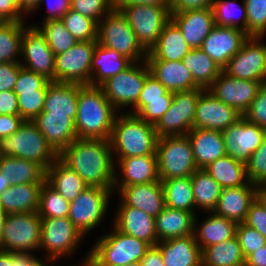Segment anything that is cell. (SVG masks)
Returning a JSON list of instances; mask_svg holds the SVG:
<instances>
[{
  "mask_svg": "<svg viewBox=\"0 0 266 266\" xmlns=\"http://www.w3.org/2000/svg\"><path fill=\"white\" fill-rule=\"evenodd\" d=\"M58 158L90 187L114 191L115 163L109 140L76 139Z\"/></svg>",
  "mask_w": 266,
  "mask_h": 266,
  "instance_id": "obj_1",
  "label": "cell"
},
{
  "mask_svg": "<svg viewBox=\"0 0 266 266\" xmlns=\"http://www.w3.org/2000/svg\"><path fill=\"white\" fill-rule=\"evenodd\" d=\"M116 111L101 87L83 85L79 90L77 115L74 119L78 139L109 140Z\"/></svg>",
  "mask_w": 266,
  "mask_h": 266,
  "instance_id": "obj_2",
  "label": "cell"
},
{
  "mask_svg": "<svg viewBox=\"0 0 266 266\" xmlns=\"http://www.w3.org/2000/svg\"><path fill=\"white\" fill-rule=\"evenodd\" d=\"M120 114V115H119ZM110 135L112 154L121 158L156 155L157 133L155 125L130 113H119ZM116 153V154H115Z\"/></svg>",
  "mask_w": 266,
  "mask_h": 266,
  "instance_id": "obj_3",
  "label": "cell"
},
{
  "mask_svg": "<svg viewBox=\"0 0 266 266\" xmlns=\"http://www.w3.org/2000/svg\"><path fill=\"white\" fill-rule=\"evenodd\" d=\"M151 247L144 240L120 232L113 226L112 232L102 235L89 251L91 266H124L139 262Z\"/></svg>",
  "mask_w": 266,
  "mask_h": 266,
  "instance_id": "obj_4",
  "label": "cell"
},
{
  "mask_svg": "<svg viewBox=\"0 0 266 266\" xmlns=\"http://www.w3.org/2000/svg\"><path fill=\"white\" fill-rule=\"evenodd\" d=\"M0 156L30 160L45 171L58 159V154L32 121H25L18 131L0 139Z\"/></svg>",
  "mask_w": 266,
  "mask_h": 266,
  "instance_id": "obj_5",
  "label": "cell"
},
{
  "mask_svg": "<svg viewBox=\"0 0 266 266\" xmlns=\"http://www.w3.org/2000/svg\"><path fill=\"white\" fill-rule=\"evenodd\" d=\"M97 43L114 49L132 62H143L147 58L126 17L116 8L97 24Z\"/></svg>",
  "mask_w": 266,
  "mask_h": 266,
  "instance_id": "obj_6",
  "label": "cell"
},
{
  "mask_svg": "<svg viewBox=\"0 0 266 266\" xmlns=\"http://www.w3.org/2000/svg\"><path fill=\"white\" fill-rule=\"evenodd\" d=\"M156 155L160 180L190 177L198 169L188 135L158 138Z\"/></svg>",
  "mask_w": 266,
  "mask_h": 266,
  "instance_id": "obj_7",
  "label": "cell"
},
{
  "mask_svg": "<svg viewBox=\"0 0 266 266\" xmlns=\"http://www.w3.org/2000/svg\"><path fill=\"white\" fill-rule=\"evenodd\" d=\"M41 217L37 212L7 214L0 237V250L28 252L40 249Z\"/></svg>",
  "mask_w": 266,
  "mask_h": 266,
  "instance_id": "obj_8",
  "label": "cell"
},
{
  "mask_svg": "<svg viewBox=\"0 0 266 266\" xmlns=\"http://www.w3.org/2000/svg\"><path fill=\"white\" fill-rule=\"evenodd\" d=\"M119 10L147 53L156 44L163 27L170 20V10L165 6L131 4L122 6Z\"/></svg>",
  "mask_w": 266,
  "mask_h": 266,
  "instance_id": "obj_9",
  "label": "cell"
},
{
  "mask_svg": "<svg viewBox=\"0 0 266 266\" xmlns=\"http://www.w3.org/2000/svg\"><path fill=\"white\" fill-rule=\"evenodd\" d=\"M140 63L133 62L124 71L111 77L100 86L116 110L136 105L144 82L151 74L147 61H143L141 65Z\"/></svg>",
  "mask_w": 266,
  "mask_h": 266,
  "instance_id": "obj_10",
  "label": "cell"
},
{
  "mask_svg": "<svg viewBox=\"0 0 266 266\" xmlns=\"http://www.w3.org/2000/svg\"><path fill=\"white\" fill-rule=\"evenodd\" d=\"M204 89L175 92L167 112L155 125L157 137L187 135L194 128L196 105Z\"/></svg>",
  "mask_w": 266,
  "mask_h": 266,
  "instance_id": "obj_11",
  "label": "cell"
},
{
  "mask_svg": "<svg viewBox=\"0 0 266 266\" xmlns=\"http://www.w3.org/2000/svg\"><path fill=\"white\" fill-rule=\"evenodd\" d=\"M112 193L110 189L89 186L70 202L68 218L84 237L105 218Z\"/></svg>",
  "mask_w": 266,
  "mask_h": 266,
  "instance_id": "obj_12",
  "label": "cell"
},
{
  "mask_svg": "<svg viewBox=\"0 0 266 266\" xmlns=\"http://www.w3.org/2000/svg\"><path fill=\"white\" fill-rule=\"evenodd\" d=\"M97 41L77 42L55 56V82L90 85L91 62Z\"/></svg>",
  "mask_w": 266,
  "mask_h": 266,
  "instance_id": "obj_13",
  "label": "cell"
},
{
  "mask_svg": "<svg viewBox=\"0 0 266 266\" xmlns=\"http://www.w3.org/2000/svg\"><path fill=\"white\" fill-rule=\"evenodd\" d=\"M83 237L68 217L41 218L40 248L48 252L47 259L59 260L63 256H70Z\"/></svg>",
  "mask_w": 266,
  "mask_h": 266,
  "instance_id": "obj_14",
  "label": "cell"
},
{
  "mask_svg": "<svg viewBox=\"0 0 266 266\" xmlns=\"http://www.w3.org/2000/svg\"><path fill=\"white\" fill-rule=\"evenodd\" d=\"M261 40V37H248L223 72L235 79L263 83L266 77V43Z\"/></svg>",
  "mask_w": 266,
  "mask_h": 266,
  "instance_id": "obj_15",
  "label": "cell"
},
{
  "mask_svg": "<svg viewBox=\"0 0 266 266\" xmlns=\"http://www.w3.org/2000/svg\"><path fill=\"white\" fill-rule=\"evenodd\" d=\"M22 67L55 81V55L35 26H26L21 41Z\"/></svg>",
  "mask_w": 266,
  "mask_h": 266,
  "instance_id": "obj_16",
  "label": "cell"
},
{
  "mask_svg": "<svg viewBox=\"0 0 266 266\" xmlns=\"http://www.w3.org/2000/svg\"><path fill=\"white\" fill-rule=\"evenodd\" d=\"M221 133L226 154L246 164L250 156L260 147L266 130L242 117Z\"/></svg>",
  "mask_w": 266,
  "mask_h": 266,
  "instance_id": "obj_17",
  "label": "cell"
},
{
  "mask_svg": "<svg viewBox=\"0 0 266 266\" xmlns=\"http://www.w3.org/2000/svg\"><path fill=\"white\" fill-rule=\"evenodd\" d=\"M262 84V82L235 79L222 72L207 90L243 115L256 98Z\"/></svg>",
  "mask_w": 266,
  "mask_h": 266,
  "instance_id": "obj_18",
  "label": "cell"
},
{
  "mask_svg": "<svg viewBox=\"0 0 266 266\" xmlns=\"http://www.w3.org/2000/svg\"><path fill=\"white\" fill-rule=\"evenodd\" d=\"M242 117L236 109L218 100L206 89L198 97L194 128L222 132Z\"/></svg>",
  "mask_w": 266,
  "mask_h": 266,
  "instance_id": "obj_19",
  "label": "cell"
},
{
  "mask_svg": "<svg viewBox=\"0 0 266 266\" xmlns=\"http://www.w3.org/2000/svg\"><path fill=\"white\" fill-rule=\"evenodd\" d=\"M248 35L242 29L215 25L203 40L201 49L221 68L242 48Z\"/></svg>",
  "mask_w": 266,
  "mask_h": 266,
  "instance_id": "obj_20",
  "label": "cell"
},
{
  "mask_svg": "<svg viewBox=\"0 0 266 266\" xmlns=\"http://www.w3.org/2000/svg\"><path fill=\"white\" fill-rule=\"evenodd\" d=\"M119 167V174L115 171L114 190L120 191L123 187L159 181L157 155H143L121 158L115 161ZM117 164V165H116ZM121 177V179L119 178ZM116 188V189H115Z\"/></svg>",
  "mask_w": 266,
  "mask_h": 266,
  "instance_id": "obj_21",
  "label": "cell"
},
{
  "mask_svg": "<svg viewBox=\"0 0 266 266\" xmlns=\"http://www.w3.org/2000/svg\"><path fill=\"white\" fill-rule=\"evenodd\" d=\"M170 19L183 33L191 49L200 48L203 40L215 26L212 8L170 12Z\"/></svg>",
  "mask_w": 266,
  "mask_h": 266,
  "instance_id": "obj_22",
  "label": "cell"
},
{
  "mask_svg": "<svg viewBox=\"0 0 266 266\" xmlns=\"http://www.w3.org/2000/svg\"><path fill=\"white\" fill-rule=\"evenodd\" d=\"M118 207L113 225L120 232L155 246L158 242L155 231V218L149 216L143 210L127 206L123 201H120V206Z\"/></svg>",
  "mask_w": 266,
  "mask_h": 266,
  "instance_id": "obj_23",
  "label": "cell"
},
{
  "mask_svg": "<svg viewBox=\"0 0 266 266\" xmlns=\"http://www.w3.org/2000/svg\"><path fill=\"white\" fill-rule=\"evenodd\" d=\"M32 122L58 155L78 139L75 122L67 114H39Z\"/></svg>",
  "mask_w": 266,
  "mask_h": 266,
  "instance_id": "obj_24",
  "label": "cell"
},
{
  "mask_svg": "<svg viewBox=\"0 0 266 266\" xmlns=\"http://www.w3.org/2000/svg\"><path fill=\"white\" fill-rule=\"evenodd\" d=\"M258 189L257 185L250 182L245 186L222 189L218 204L213 212L237 224L243 223L250 204L257 197Z\"/></svg>",
  "mask_w": 266,
  "mask_h": 266,
  "instance_id": "obj_25",
  "label": "cell"
},
{
  "mask_svg": "<svg viewBox=\"0 0 266 266\" xmlns=\"http://www.w3.org/2000/svg\"><path fill=\"white\" fill-rule=\"evenodd\" d=\"M119 195L127 206L143 210L153 218H156L165 208L164 192L160 180L123 187Z\"/></svg>",
  "mask_w": 266,
  "mask_h": 266,
  "instance_id": "obj_26",
  "label": "cell"
},
{
  "mask_svg": "<svg viewBox=\"0 0 266 266\" xmlns=\"http://www.w3.org/2000/svg\"><path fill=\"white\" fill-rule=\"evenodd\" d=\"M187 135L198 169H204L218 158L227 155L220 131L193 128Z\"/></svg>",
  "mask_w": 266,
  "mask_h": 266,
  "instance_id": "obj_27",
  "label": "cell"
},
{
  "mask_svg": "<svg viewBox=\"0 0 266 266\" xmlns=\"http://www.w3.org/2000/svg\"><path fill=\"white\" fill-rule=\"evenodd\" d=\"M156 245L161 250L165 266H202L201 249L194 234L160 241Z\"/></svg>",
  "mask_w": 266,
  "mask_h": 266,
  "instance_id": "obj_28",
  "label": "cell"
},
{
  "mask_svg": "<svg viewBox=\"0 0 266 266\" xmlns=\"http://www.w3.org/2000/svg\"><path fill=\"white\" fill-rule=\"evenodd\" d=\"M191 51L183 33L170 19L160 34L156 44L147 53L146 61H179Z\"/></svg>",
  "mask_w": 266,
  "mask_h": 266,
  "instance_id": "obj_29",
  "label": "cell"
},
{
  "mask_svg": "<svg viewBox=\"0 0 266 266\" xmlns=\"http://www.w3.org/2000/svg\"><path fill=\"white\" fill-rule=\"evenodd\" d=\"M150 73L172 93L199 88L182 61H147Z\"/></svg>",
  "mask_w": 266,
  "mask_h": 266,
  "instance_id": "obj_30",
  "label": "cell"
},
{
  "mask_svg": "<svg viewBox=\"0 0 266 266\" xmlns=\"http://www.w3.org/2000/svg\"><path fill=\"white\" fill-rule=\"evenodd\" d=\"M195 214L165 206L155 218L158 242L194 234Z\"/></svg>",
  "mask_w": 266,
  "mask_h": 266,
  "instance_id": "obj_31",
  "label": "cell"
},
{
  "mask_svg": "<svg viewBox=\"0 0 266 266\" xmlns=\"http://www.w3.org/2000/svg\"><path fill=\"white\" fill-rule=\"evenodd\" d=\"M82 86L51 81L40 114H67L74 120L77 115L79 90Z\"/></svg>",
  "mask_w": 266,
  "mask_h": 266,
  "instance_id": "obj_32",
  "label": "cell"
},
{
  "mask_svg": "<svg viewBox=\"0 0 266 266\" xmlns=\"http://www.w3.org/2000/svg\"><path fill=\"white\" fill-rule=\"evenodd\" d=\"M133 62L114 49L96 44L91 62V86H101L111 77L124 71Z\"/></svg>",
  "mask_w": 266,
  "mask_h": 266,
  "instance_id": "obj_33",
  "label": "cell"
},
{
  "mask_svg": "<svg viewBox=\"0 0 266 266\" xmlns=\"http://www.w3.org/2000/svg\"><path fill=\"white\" fill-rule=\"evenodd\" d=\"M42 185H10L0 194V207L7 214L37 212Z\"/></svg>",
  "mask_w": 266,
  "mask_h": 266,
  "instance_id": "obj_34",
  "label": "cell"
},
{
  "mask_svg": "<svg viewBox=\"0 0 266 266\" xmlns=\"http://www.w3.org/2000/svg\"><path fill=\"white\" fill-rule=\"evenodd\" d=\"M197 215L194 220V237L202 250L210 245L230 240L236 236L237 223L211 212L210 216L197 226Z\"/></svg>",
  "mask_w": 266,
  "mask_h": 266,
  "instance_id": "obj_35",
  "label": "cell"
},
{
  "mask_svg": "<svg viewBox=\"0 0 266 266\" xmlns=\"http://www.w3.org/2000/svg\"><path fill=\"white\" fill-rule=\"evenodd\" d=\"M0 173L11 185L43 184L46 171L37 163L12 156H0Z\"/></svg>",
  "mask_w": 266,
  "mask_h": 266,
  "instance_id": "obj_36",
  "label": "cell"
},
{
  "mask_svg": "<svg viewBox=\"0 0 266 266\" xmlns=\"http://www.w3.org/2000/svg\"><path fill=\"white\" fill-rule=\"evenodd\" d=\"M46 181L67 201H74L87 183L59 158L46 170Z\"/></svg>",
  "mask_w": 266,
  "mask_h": 266,
  "instance_id": "obj_37",
  "label": "cell"
},
{
  "mask_svg": "<svg viewBox=\"0 0 266 266\" xmlns=\"http://www.w3.org/2000/svg\"><path fill=\"white\" fill-rule=\"evenodd\" d=\"M220 186L224 188L241 187L249 183L246 164L231 156L218 158L204 168Z\"/></svg>",
  "mask_w": 266,
  "mask_h": 266,
  "instance_id": "obj_38",
  "label": "cell"
},
{
  "mask_svg": "<svg viewBox=\"0 0 266 266\" xmlns=\"http://www.w3.org/2000/svg\"><path fill=\"white\" fill-rule=\"evenodd\" d=\"M181 61L192 73L195 84L204 90L223 72L201 48L191 49Z\"/></svg>",
  "mask_w": 266,
  "mask_h": 266,
  "instance_id": "obj_39",
  "label": "cell"
},
{
  "mask_svg": "<svg viewBox=\"0 0 266 266\" xmlns=\"http://www.w3.org/2000/svg\"><path fill=\"white\" fill-rule=\"evenodd\" d=\"M202 266H245V257L237 237L201 250Z\"/></svg>",
  "mask_w": 266,
  "mask_h": 266,
  "instance_id": "obj_40",
  "label": "cell"
},
{
  "mask_svg": "<svg viewBox=\"0 0 266 266\" xmlns=\"http://www.w3.org/2000/svg\"><path fill=\"white\" fill-rule=\"evenodd\" d=\"M160 181L162 182L165 206L197 215L190 177Z\"/></svg>",
  "mask_w": 266,
  "mask_h": 266,
  "instance_id": "obj_41",
  "label": "cell"
},
{
  "mask_svg": "<svg viewBox=\"0 0 266 266\" xmlns=\"http://www.w3.org/2000/svg\"><path fill=\"white\" fill-rule=\"evenodd\" d=\"M190 178L195 209L201 208L210 214L218 204L222 190L221 186L204 169L195 170Z\"/></svg>",
  "mask_w": 266,
  "mask_h": 266,
  "instance_id": "obj_42",
  "label": "cell"
},
{
  "mask_svg": "<svg viewBox=\"0 0 266 266\" xmlns=\"http://www.w3.org/2000/svg\"><path fill=\"white\" fill-rule=\"evenodd\" d=\"M25 22H3L0 21V63L15 62L21 60V41Z\"/></svg>",
  "mask_w": 266,
  "mask_h": 266,
  "instance_id": "obj_43",
  "label": "cell"
},
{
  "mask_svg": "<svg viewBox=\"0 0 266 266\" xmlns=\"http://www.w3.org/2000/svg\"><path fill=\"white\" fill-rule=\"evenodd\" d=\"M237 4L235 0H214L211 8L215 25L242 29L247 34V11L245 8V1L243 0V4L239 7V10L235 8ZM236 10L240 11V13ZM236 13L240 15L238 16ZM239 21L241 22L240 24Z\"/></svg>",
  "mask_w": 266,
  "mask_h": 266,
  "instance_id": "obj_44",
  "label": "cell"
},
{
  "mask_svg": "<svg viewBox=\"0 0 266 266\" xmlns=\"http://www.w3.org/2000/svg\"><path fill=\"white\" fill-rule=\"evenodd\" d=\"M70 202L57 192L46 180L44 181L39 196L37 213L41 218L68 217Z\"/></svg>",
  "mask_w": 266,
  "mask_h": 266,
  "instance_id": "obj_45",
  "label": "cell"
},
{
  "mask_svg": "<svg viewBox=\"0 0 266 266\" xmlns=\"http://www.w3.org/2000/svg\"><path fill=\"white\" fill-rule=\"evenodd\" d=\"M42 26H37L39 31L47 40V44L54 53L58 55L66 52L69 48H72L78 41L72 34L64 27L61 19L48 20L41 23Z\"/></svg>",
  "mask_w": 266,
  "mask_h": 266,
  "instance_id": "obj_46",
  "label": "cell"
},
{
  "mask_svg": "<svg viewBox=\"0 0 266 266\" xmlns=\"http://www.w3.org/2000/svg\"><path fill=\"white\" fill-rule=\"evenodd\" d=\"M60 19L78 42L97 41V23L91 18L69 9Z\"/></svg>",
  "mask_w": 266,
  "mask_h": 266,
  "instance_id": "obj_47",
  "label": "cell"
},
{
  "mask_svg": "<svg viewBox=\"0 0 266 266\" xmlns=\"http://www.w3.org/2000/svg\"><path fill=\"white\" fill-rule=\"evenodd\" d=\"M247 11V35L266 36V0H244Z\"/></svg>",
  "mask_w": 266,
  "mask_h": 266,
  "instance_id": "obj_48",
  "label": "cell"
},
{
  "mask_svg": "<svg viewBox=\"0 0 266 266\" xmlns=\"http://www.w3.org/2000/svg\"><path fill=\"white\" fill-rule=\"evenodd\" d=\"M173 96L174 93L169 92L160 81L150 74L144 82L140 97L133 107L134 110L128 113L137 115L148 104V101L173 100Z\"/></svg>",
  "mask_w": 266,
  "mask_h": 266,
  "instance_id": "obj_49",
  "label": "cell"
},
{
  "mask_svg": "<svg viewBox=\"0 0 266 266\" xmlns=\"http://www.w3.org/2000/svg\"><path fill=\"white\" fill-rule=\"evenodd\" d=\"M114 0H71L70 9L91 18L97 24L114 9Z\"/></svg>",
  "mask_w": 266,
  "mask_h": 266,
  "instance_id": "obj_50",
  "label": "cell"
},
{
  "mask_svg": "<svg viewBox=\"0 0 266 266\" xmlns=\"http://www.w3.org/2000/svg\"><path fill=\"white\" fill-rule=\"evenodd\" d=\"M248 181L258 187L266 182V135L260 147L250 156L246 163Z\"/></svg>",
  "mask_w": 266,
  "mask_h": 266,
  "instance_id": "obj_51",
  "label": "cell"
},
{
  "mask_svg": "<svg viewBox=\"0 0 266 266\" xmlns=\"http://www.w3.org/2000/svg\"><path fill=\"white\" fill-rule=\"evenodd\" d=\"M50 82L43 75L20 66L13 91L16 95H21V92H47Z\"/></svg>",
  "mask_w": 266,
  "mask_h": 266,
  "instance_id": "obj_52",
  "label": "cell"
},
{
  "mask_svg": "<svg viewBox=\"0 0 266 266\" xmlns=\"http://www.w3.org/2000/svg\"><path fill=\"white\" fill-rule=\"evenodd\" d=\"M47 92H21L18 97L19 115L33 121L42 111Z\"/></svg>",
  "mask_w": 266,
  "mask_h": 266,
  "instance_id": "obj_53",
  "label": "cell"
},
{
  "mask_svg": "<svg viewBox=\"0 0 266 266\" xmlns=\"http://www.w3.org/2000/svg\"><path fill=\"white\" fill-rule=\"evenodd\" d=\"M236 237L245 258L255 250L259 249V247L266 244V237L244 223H239L237 225Z\"/></svg>",
  "mask_w": 266,
  "mask_h": 266,
  "instance_id": "obj_54",
  "label": "cell"
},
{
  "mask_svg": "<svg viewBox=\"0 0 266 266\" xmlns=\"http://www.w3.org/2000/svg\"><path fill=\"white\" fill-rule=\"evenodd\" d=\"M242 116L248 122L266 130V85H261L256 98Z\"/></svg>",
  "mask_w": 266,
  "mask_h": 266,
  "instance_id": "obj_55",
  "label": "cell"
},
{
  "mask_svg": "<svg viewBox=\"0 0 266 266\" xmlns=\"http://www.w3.org/2000/svg\"><path fill=\"white\" fill-rule=\"evenodd\" d=\"M243 223L266 237V207L257 197L250 204L248 214Z\"/></svg>",
  "mask_w": 266,
  "mask_h": 266,
  "instance_id": "obj_56",
  "label": "cell"
},
{
  "mask_svg": "<svg viewBox=\"0 0 266 266\" xmlns=\"http://www.w3.org/2000/svg\"><path fill=\"white\" fill-rule=\"evenodd\" d=\"M173 100L148 101V104L137 116L149 124L156 125L161 117L167 112Z\"/></svg>",
  "mask_w": 266,
  "mask_h": 266,
  "instance_id": "obj_57",
  "label": "cell"
},
{
  "mask_svg": "<svg viewBox=\"0 0 266 266\" xmlns=\"http://www.w3.org/2000/svg\"><path fill=\"white\" fill-rule=\"evenodd\" d=\"M39 258L29 252H5L0 250V266H33Z\"/></svg>",
  "mask_w": 266,
  "mask_h": 266,
  "instance_id": "obj_58",
  "label": "cell"
},
{
  "mask_svg": "<svg viewBox=\"0 0 266 266\" xmlns=\"http://www.w3.org/2000/svg\"><path fill=\"white\" fill-rule=\"evenodd\" d=\"M20 66L15 62L0 63V92L14 89Z\"/></svg>",
  "mask_w": 266,
  "mask_h": 266,
  "instance_id": "obj_59",
  "label": "cell"
},
{
  "mask_svg": "<svg viewBox=\"0 0 266 266\" xmlns=\"http://www.w3.org/2000/svg\"><path fill=\"white\" fill-rule=\"evenodd\" d=\"M24 15L19 9V0H0V21L24 22Z\"/></svg>",
  "mask_w": 266,
  "mask_h": 266,
  "instance_id": "obj_60",
  "label": "cell"
},
{
  "mask_svg": "<svg viewBox=\"0 0 266 266\" xmlns=\"http://www.w3.org/2000/svg\"><path fill=\"white\" fill-rule=\"evenodd\" d=\"M0 115H19L18 97L13 90L0 92Z\"/></svg>",
  "mask_w": 266,
  "mask_h": 266,
  "instance_id": "obj_61",
  "label": "cell"
},
{
  "mask_svg": "<svg viewBox=\"0 0 266 266\" xmlns=\"http://www.w3.org/2000/svg\"><path fill=\"white\" fill-rule=\"evenodd\" d=\"M24 122L20 115H0V139L18 131Z\"/></svg>",
  "mask_w": 266,
  "mask_h": 266,
  "instance_id": "obj_62",
  "label": "cell"
},
{
  "mask_svg": "<svg viewBox=\"0 0 266 266\" xmlns=\"http://www.w3.org/2000/svg\"><path fill=\"white\" fill-rule=\"evenodd\" d=\"M44 0H40V4ZM47 1V6H48V14L44 17L43 19L45 21L48 20H55V19H60L63 17L67 11L70 9V1L71 0H46Z\"/></svg>",
  "mask_w": 266,
  "mask_h": 266,
  "instance_id": "obj_63",
  "label": "cell"
},
{
  "mask_svg": "<svg viewBox=\"0 0 266 266\" xmlns=\"http://www.w3.org/2000/svg\"><path fill=\"white\" fill-rule=\"evenodd\" d=\"M214 0H170V12L211 8Z\"/></svg>",
  "mask_w": 266,
  "mask_h": 266,
  "instance_id": "obj_64",
  "label": "cell"
},
{
  "mask_svg": "<svg viewBox=\"0 0 266 266\" xmlns=\"http://www.w3.org/2000/svg\"><path fill=\"white\" fill-rule=\"evenodd\" d=\"M140 262L142 266H165L161 250L157 245L151 246Z\"/></svg>",
  "mask_w": 266,
  "mask_h": 266,
  "instance_id": "obj_65",
  "label": "cell"
},
{
  "mask_svg": "<svg viewBox=\"0 0 266 266\" xmlns=\"http://www.w3.org/2000/svg\"><path fill=\"white\" fill-rule=\"evenodd\" d=\"M131 4L165 6L170 10V0H114V7L118 10Z\"/></svg>",
  "mask_w": 266,
  "mask_h": 266,
  "instance_id": "obj_66",
  "label": "cell"
},
{
  "mask_svg": "<svg viewBox=\"0 0 266 266\" xmlns=\"http://www.w3.org/2000/svg\"><path fill=\"white\" fill-rule=\"evenodd\" d=\"M245 266H266V244L245 258Z\"/></svg>",
  "mask_w": 266,
  "mask_h": 266,
  "instance_id": "obj_67",
  "label": "cell"
},
{
  "mask_svg": "<svg viewBox=\"0 0 266 266\" xmlns=\"http://www.w3.org/2000/svg\"><path fill=\"white\" fill-rule=\"evenodd\" d=\"M40 0H19V9L25 15L33 13V11L39 9Z\"/></svg>",
  "mask_w": 266,
  "mask_h": 266,
  "instance_id": "obj_68",
  "label": "cell"
},
{
  "mask_svg": "<svg viewBox=\"0 0 266 266\" xmlns=\"http://www.w3.org/2000/svg\"><path fill=\"white\" fill-rule=\"evenodd\" d=\"M10 185V180H8L4 174L0 173V194Z\"/></svg>",
  "mask_w": 266,
  "mask_h": 266,
  "instance_id": "obj_69",
  "label": "cell"
},
{
  "mask_svg": "<svg viewBox=\"0 0 266 266\" xmlns=\"http://www.w3.org/2000/svg\"><path fill=\"white\" fill-rule=\"evenodd\" d=\"M6 217H7V213L0 207V237L2 234V230L4 227V222H5Z\"/></svg>",
  "mask_w": 266,
  "mask_h": 266,
  "instance_id": "obj_70",
  "label": "cell"
},
{
  "mask_svg": "<svg viewBox=\"0 0 266 266\" xmlns=\"http://www.w3.org/2000/svg\"><path fill=\"white\" fill-rule=\"evenodd\" d=\"M257 198L265 205L266 207V191L261 189L259 187L258 192H257Z\"/></svg>",
  "mask_w": 266,
  "mask_h": 266,
  "instance_id": "obj_71",
  "label": "cell"
},
{
  "mask_svg": "<svg viewBox=\"0 0 266 266\" xmlns=\"http://www.w3.org/2000/svg\"><path fill=\"white\" fill-rule=\"evenodd\" d=\"M45 259L46 260H44V263H43V261H41L39 259L33 266H48L49 264H51L52 262L55 261V260H51V259H47V258H45ZM47 263H49V264H47ZM50 266H53V265H50Z\"/></svg>",
  "mask_w": 266,
  "mask_h": 266,
  "instance_id": "obj_72",
  "label": "cell"
},
{
  "mask_svg": "<svg viewBox=\"0 0 266 266\" xmlns=\"http://www.w3.org/2000/svg\"><path fill=\"white\" fill-rule=\"evenodd\" d=\"M85 258H84V261H83V265L82 266H91V264L89 262V253L87 254V256Z\"/></svg>",
  "mask_w": 266,
  "mask_h": 266,
  "instance_id": "obj_73",
  "label": "cell"
},
{
  "mask_svg": "<svg viewBox=\"0 0 266 266\" xmlns=\"http://www.w3.org/2000/svg\"><path fill=\"white\" fill-rule=\"evenodd\" d=\"M124 266H142L141 262H134V263H130V264H127V265H124Z\"/></svg>",
  "mask_w": 266,
  "mask_h": 266,
  "instance_id": "obj_74",
  "label": "cell"
},
{
  "mask_svg": "<svg viewBox=\"0 0 266 266\" xmlns=\"http://www.w3.org/2000/svg\"><path fill=\"white\" fill-rule=\"evenodd\" d=\"M260 188L266 191V182Z\"/></svg>",
  "mask_w": 266,
  "mask_h": 266,
  "instance_id": "obj_75",
  "label": "cell"
}]
</instances>
